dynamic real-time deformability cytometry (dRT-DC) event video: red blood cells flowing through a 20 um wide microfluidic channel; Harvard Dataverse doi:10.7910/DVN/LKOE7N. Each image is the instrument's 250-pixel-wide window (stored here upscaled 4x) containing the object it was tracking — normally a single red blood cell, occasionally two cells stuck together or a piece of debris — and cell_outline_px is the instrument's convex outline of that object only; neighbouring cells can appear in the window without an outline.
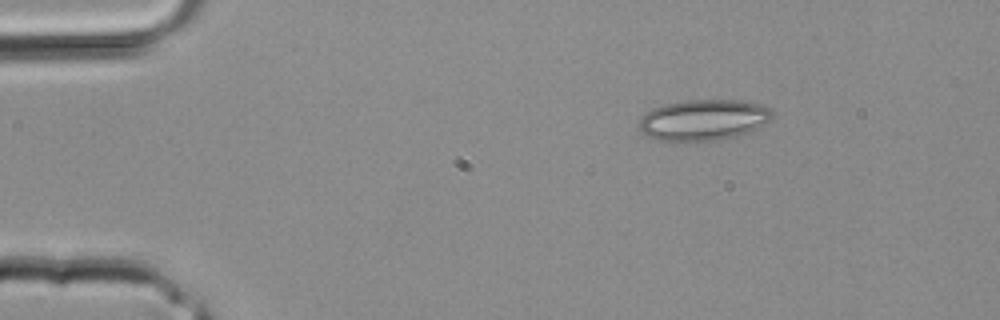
{"species": "common noctule bat (a hibernating species)", "species_latin": "Nyctalus noctula", "temperature_condition": "room temperature", "stored_images_in_passage": 2, "camera_frame_rate_fps": 3000, "um_per_image_px": 0.085, "animal": {"sex": "male", "body_mass_g": 20.4}, "frame": {"image": 1, "passage_image": 2, "time_ms": 0.333, "image_size_px": [1000, 320], "cell_outline_px": [[776, 112], [772, 120], [748, 132], [736, 136], [720, 140], [660, 140], [648, 136], [636, 124], [640, 116], [652, 108], [664, 104], [688, 100], [740, 100], [760, 104], [772, 108]], "centroid_in_image_um": [59.83, 10.17], "position_along_channel_um": 25.2, "area_um2": 31.96}}